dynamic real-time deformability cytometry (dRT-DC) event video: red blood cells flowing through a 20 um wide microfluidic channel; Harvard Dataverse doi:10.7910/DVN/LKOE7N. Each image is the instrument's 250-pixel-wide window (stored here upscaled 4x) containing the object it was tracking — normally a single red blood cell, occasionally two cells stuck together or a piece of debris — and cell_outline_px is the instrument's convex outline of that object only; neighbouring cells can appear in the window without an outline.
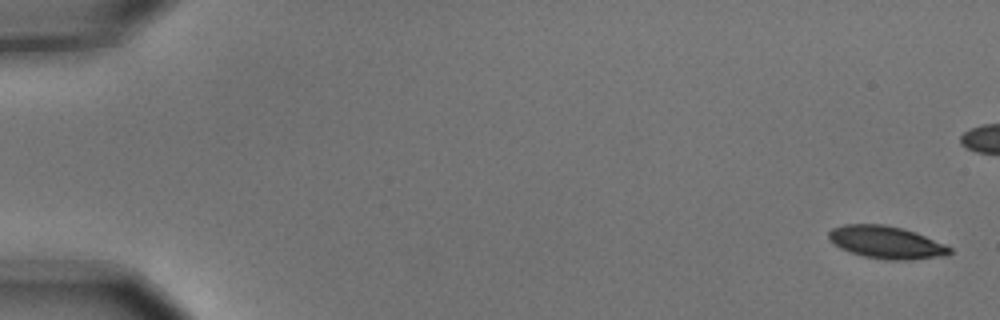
{"species": "common noctule bat (a hibernating species)", "species_latin": "Nyctalus noctula", "temperature_condition": "cold", "stored_images_in_passage": 9, "camera_frame_rate_fps": 3000, "um_per_image_px": 0.085, "animal": {"sex": "male", "body_mass_g": 15.6}, "frame": {"image": 1, "passage_image": 1, "time_ms": 0.0, "image_size_px": [1000, 320], "cell_outline_px": [[952, 252], [948, 256], [904, 260], [888, 260], [864, 256], [840, 248], [828, 240], [828, 232], [832, 228], [844, 224], [884, 224], [916, 232], [944, 244], [952, 248]], "centroid_in_image_um": [75.33, 20.6], "position_along_channel_um": 9.7, "area_um2": 22.95}}
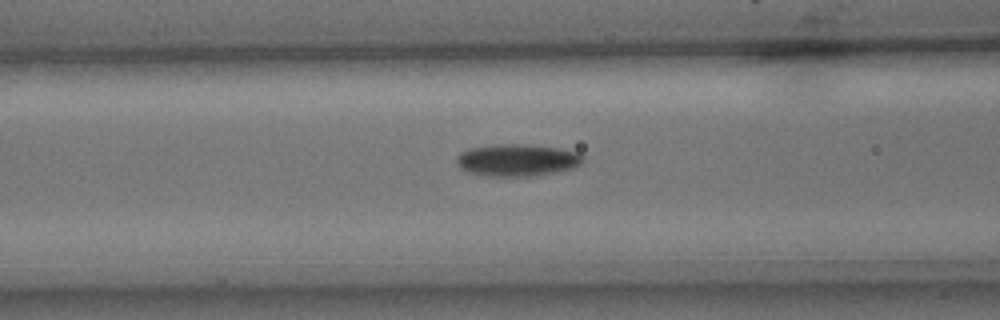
{"frame": {"image": 2, "passage_image": 8, "time_ms": 2.333, "image_size_px": [1000, 320], "cell_outline_px": [[584, 160], [580, 164], [572, 168], [532, 176], [488, 176], [468, 172], [460, 168], [456, 164], [456, 156], [460, 152], [468, 148], [492, 144], [528, 144], [560, 148], [580, 152], [584, 156]], "centroid_in_image_um": [43.93, 13.59], "position_along_channel_um": 122.7, "area_um2": 23.93}}
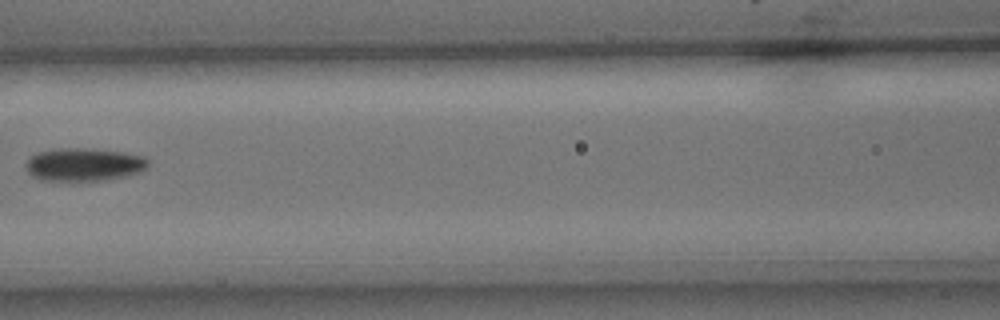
{"frame": {"image": 3, "passage_image": 9, "time_ms": 2.667, "image_size_px": [1000, 320], "cell_outline_px": [[148, 164], [140, 172], [128, 176], [108, 180], [44, 180], [32, 176], [28, 172], [24, 164], [28, 156], [36, 152], [52, 148], [84, 148], [120, 152], [144, 156], [148, 160]], "centroid_in_image_um": [7.08, 13.97], "position_along_channel_um": 159.5, "area_um2": 23.7}}